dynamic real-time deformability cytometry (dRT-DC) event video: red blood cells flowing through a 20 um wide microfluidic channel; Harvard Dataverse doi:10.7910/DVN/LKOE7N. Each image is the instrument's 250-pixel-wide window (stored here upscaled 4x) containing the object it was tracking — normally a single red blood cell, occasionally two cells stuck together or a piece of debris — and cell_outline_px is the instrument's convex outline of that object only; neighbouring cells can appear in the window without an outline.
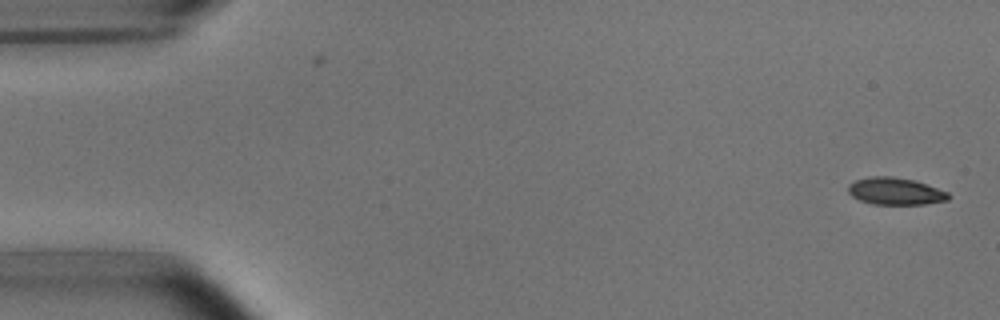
{"species": "common noctule bat (a hibernating species)", "species_latin": "Nyctalus noctula", "temperature_condition": "room temperature", "stored_images_in_passage": 9, "camera_frame_rate_fps": 3000, "um_per_image_px": 0.085, "animal": {"sex": "male", "body_mass_g": 15.6}, "frame": {"image": 1, "passage_image": 1, "time_ms": 0.0, "image_size_px": [1000, 320], "cell_outline_px": [[948, 200], [924, 204], [872, 204], [860, 200], [852, 196], [848, 192], [848, 184], [856, 180], [872, 176], [892, 176], [912, 180], [948, 192]], "centroid_in_image_um": [76.06, 16.25], "position_along_channel_um": 8.9, "area_um2": 15.61}}
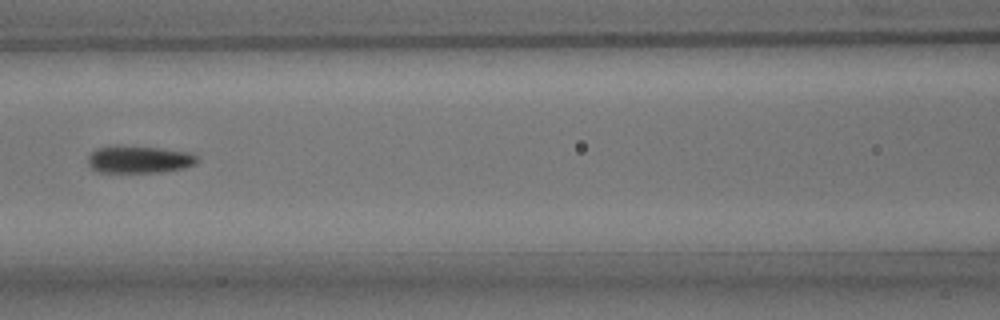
{"frame": {"image": 2, "passage_image": 7, "time_ms": 7.333, "image_size_px": [1000, 320], "cell_outline_px": [[200, 160], [196, 164], [184, 168], [160, 172], [100, 172], [92, 168], [88, 164], [88, 156], [96, 148], [160, 148], [192, 152]], "centroid_in_image_um": [11.91, 13.59], "position_along_channel_um": 154.7, "area_um2": 16.82}}
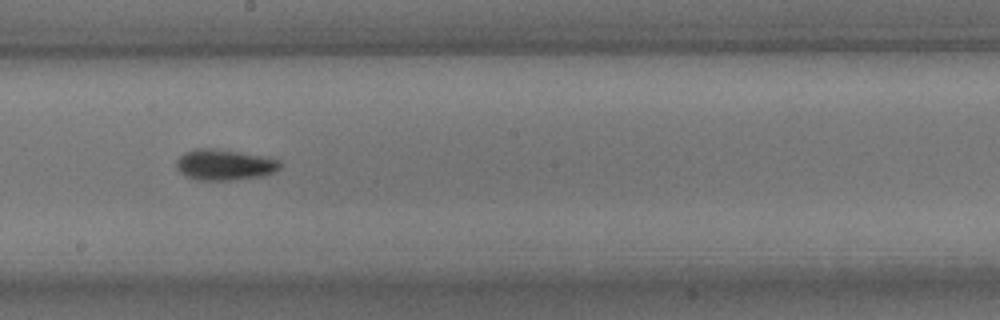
{"frame": {"image": 3, "passage_image": 9, "time_ms": 9.333, "image_size_px": [1000, 320], "cell_outline_px": [[280, 168], [276, 172], [264, 176], [228, 180], [196, 180], [184, 176], [176, 168], [176, 160], [184, 152], [196, 148], [212, 148], [260, 156], [280, 160]], "centroid_in_image_um": [19.04, 14.02], "position_along_channel_um": 229.2, "area_um2": 18.61}}